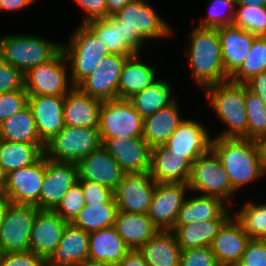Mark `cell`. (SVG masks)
Wrapping results in <instances>:
<instances>
[{
  "label": "cell",
  "mask_w": 266,
  "mask_h": 266,
  "mask_svg": "<svg viewBox=\"0 0 266 266\" xmlns=\"http://www.w3.org/2000/svg\"><path fill=\"white\" fill-rule=\"evenodd\" d=\"M186 51L192 76L199 88L229 80L221 57V45L216 28L195 26L190 33Z\"/></svg>",
  "instance_id": "obj_1"
},
{
  "label": "cell",
  "mask_w": 266,
  "mask_h": 266,
  "mask_svg": "<svg viewBox=\"0 0 266 266\" xmlns=\"http://www.w3.org/2000/svg\"><path fill=\"white\" fill-rule=\"evenodd\" d=\"M211 149L219 157L236 191L266 174L255 140L214 137Z\"/></svg>",
  "instance_id": "obj_2"
},
{
  "label": "cell",
  "mask_w": 266,
  "mask_h": 266,
  "mask_svg": "<svg viewBox=\"0 0 266 266\" xmlns=\"http://www.w3.org/2000/svg\"><path fill=\"white\" fill-rule=\"evenodd\" d=\"M109 18L115 24H121L124 41L137 53L145 40L167 38L173 34L168 22L146 0H134Z\"/></svg>",
  "instance_id": "obj_3"
},
{
  "label": "cell",
  "mask_w": 266,
  "mask_h": 266,
  "mask_svg": "<svg viewBox=\"0 0 266 266\" xmlns=\"http://www.w3.org/2000/svg\"><path fill=\"white\" fill-rule=\"evenodd\" d=\"M204 90L218 118L228 127L216 137L248 139L245 84L227 80Z\"/></svg>",
  "instance_id": "obj_4"
},
{
  "label": "cell",
  "mask_w": 266,
  "mask_h": 266,
  "mask_svg": "<svg viewBox=\"0 0 266 266\" xmlns=\"http://www.w3.org/2000/svg\"><path fill=\"white\" fill-rule=\"evenodd\" d=\"M67 45L62 44V51L70 65V79L76 87L83 79L91 75L109 51L103 42L86 25L80 24L70 36Z\"/></svg>",
  "instance_id": "obj_5"
},
{
  "label": "cell",
  "mask_w": 266,
  "mask_h": 266,
  "mask_svg": "<svg viewBox=\"0 0 266 266\" xmlns=\"http://www.w3.org/2000/svg\"><path fill=\"white\" fill-rule=\"evenodd\" d=\"M61 50V43L30 34L0 37V58L24 75L31 68L53 59Z\"/></svg>",
  "instance_id": "obj_6"
},
{
  "label": "cell",
  "mask_w": 266,
  "mask_h": 266,
  "mask_svg": "<svg viewBox=\"0 0 266 266\" xmlns=\"http://www.w3.org/2000/svg\"><path fill=\"white\" fill-rule=\"evenodd\" d=\"M101 145L98 128L66 125L45 143L44 156L53 161L78 163Z\"/></svg>",
  "instance_id": "obj_7"
},
{
  "label": "cell",
  "mask_w": 266,
  "mask_h": 266,
  "mask_svg": "<svg viewBox=\"0 0 266 266\" xmlns=\"http://www.w3.org/2000/svg\"><path fill=\"white\" fill-rule=\"evenodd\" d=\"M144 119L128 99L102 101L98 131L100 139L143 136Z\"/></svg>",
  "instance_id": "obj_8"
},
{
  "label": "cell",
  "mask_w": 266,
  "mask_h": 266,
  "mask_svg": "<svg viewBox=\"0 0 266 266\" xmlns=\"http://www.w3.org/2000/svg\"><path fill=\"white\" fill-rule=\"evenodd\" d=\"M188 186L192 192L218 197L226 203L236 192L223 164L211 148L193 162Z\"/></svg>",
  "instance_id": "obj_9"
},
{
  "label": "cell",
  "mask_w": 266,
  "mask_h": 266,
  "mask_svg": "<svg viewBox=\"0 0 266 266\" xmlns=\"http://www.w3.org/2000/svg\"><path fill=\"white\" fill-rule=\"evenodd\" d=\"M66 64L65 54L61 50L50 61L31 68L24 75L28 96H66L74 88L71 79H68Z\"/></svg>",
  "instance_id": "obj_10"
},
{
  "label": "cell",
  "mask_w": 266,
  "mask_h": 266,
  "mask_svg": "<svg viewBox=\"0 0 266 266\" xmlns=\"http://www.w3.org/2000/svg\"><path fill=\"white\" fill-rule=\"evenodd\" d=\"M38 208L10 203L0 227V242L6 252L30 250V233Z\"/></svg>",
  "instance_id": "obj_11"
},
{
  "label": "cell",
  "mask_w": 266,
  "mask_h": 266,
  "mask_svg": "<svg viewBox=\"0 0 266 266\" xmlns=\"http://www.w3.org/2000/svg\"><path fill=\"white\" fill-rule=\"evenodd\" d=\"M45 175V156L31 166L7 173L4 195L15 204L33 205L39 209V198Z\"/></svg>",
  "instance_id": "obj_12"
},
{
  "label": "cell",
  "mask_w": 266,
  "mask_h": 266,
  "mask_svg": "<svg viewBox=\"0 0 266 266\" xmlns=\"http://www.w3.org/2000/svg\"><path fill=\"white\" fill-rule=\"evenodd\" d=\"M189 190L188 183H156L147 215L160 231H172Z\"/></svg>",
  "instance_id": "obj_13"
},
{
  "label": "cell",
  "mask_w": 266,
  "mask_h": 266,
  "mask_svg": "<svg viewBox=\"0 0 266 266\" xmlns=\"http://www.w3.org/2000/svg\"><path fill=\"white\" fill-rule=\"evenodd\" d=\"M155 187L156 181L150 173H124L114 191L118 210L147 214Z\"/></svg>",
  "instance_id": "obj_14"
},
{
  "label": "cell",
  "mask_w": 266,
  "mask_h": 266,
  "mask_svg": "<svg viewBox=\"0 0 266 266\" xmlns=\"http://www.w3.org/2000/svg\"><path fill=\"white\" fill-rule=\"evenodd\" d=\"M78 179L77 163L53 161L45 157V175L39 209L54 210Z\"/></svg>",
  "instance_id": "obj_15"
},
{
  "label": "cell",
  "mask_w": 266,
  "mask_h": 266,
  "mask_svg": "<svg viewBox=\"0 0 266 266\" xmlns=\"http://www.w3.org/2000/svg\"><path fill=\"white\" fill-rule=\"evenodd\" d=\"M127 58L118 54L107 55L101 60L98 68L76 87L100 101L117 99L119 78Z\"/></svg>",
  "instance_id": "obj_16"
},
{
  "label": "cell",
  "mask_w": 266,
  "mask_h": 266,
  "mask_svg": "<svg viewBox=\"0 0 266 266\" xmlns=\"http://www.w3.org/2000/svg\"><path fill=\"white\" fill-rule=\"evenodd\" d=\"M124 173H149L152 147L143 137L101 139Z\"/></svg>",
  "instance_id": "obj_17"
},
{
  "label": "cell",
  "mask_w": 266,
  "mask_h": 266,
  "mask_svg": "<svg viewBox=\"0 0 266 266\" xmlns=\"http://www.w3.org/2000/svg\"><path fill=\"white\" fill-rule=\"evenodd\" d=\"M67 223L54 210L38 209L30 233V250L46 260L59 246Z\"/></svg>",
  "instance_id": "obj_18"
},
{
  "label": "cell",
  "mask_w": 266,
  "mask_h": 266,
  "mask_svg": "<svg viewBox=\"0 0 266 266\" xmlns=\"http://www.w3.org/2000/svg\"><path fill=\"white\" fill-rule=\"evenodd\" d=\"M64 101L65 96H28V106L33 113L38 135L44 143L66 126Z\"/></svg>",
  "instance_id": "obj_19"
},
{
  "label": "cell",
  "mask_w": 266,
  "mask_h": 266,
  "mask_svg": "<svg viewBox=\"0 0 266 266\" xmlns=\"http://www.w3.org/2000/svg\"><path fill=\"white\" fill-rule=\"evenodd\" d=\"M78 181H93L115 191L124 172L109 152L100 146L77 163Z\"/></svg>",
  "instance_id": "obj_20"
},
{
  "label": "cell",
  "mask_w": 266,
  "mask_h": 266,
  "mask_svg": "<svg viewBox=\"0 0 266 266\" xmlns=\"http://www.w3.org/2000/svg\"><path fill=\"white\" fill-rule=\"evenodd\" d=\"M206 130L199 122L184 119L164 145L171 154L184 155V158L195 162L211 148L212 139Z\"/></svg>",
  "instance_id": "obj_21"
},
{
  "label": "cell",
  "mask_w": 266,
  "mask_h": 266,
  "mask_svg": "<svg viewBox=\"0 0 266 266\" xmlns=\"http://www.w3.org/2000/svg\"><path fill=\"white\" fill-rule=\"evenodd\" d=\"M249 241L242 225L231 217L213 238L210 248L220 266H236Z\"/></svg>",
  "instance_id": "obj_22"
},
{
  "label": "cell",
  "mask_w": 266,
  "mask_h": 266,
  "mask_svg": "<svg viewBox=\"0 0 266 266\" xmlns=\"http://www.w3.org/2000/svg\"><path fill=\"white\" fill-rule=\"evenodd\" d=\"M193 162L184 155L171 154L165 145L151 149L150 176L156 183H188Z\"/></svg>",
  "instance_id": "obj_23"
},
{
  "label": "cell",
  "mask_w": 266,
  "mask_h": 266,
  "mask_svg": "<svg viewBox=\"0 0 266 266\" xmlns=\"http://www.w3.org/2000/svg\"><path fill=\"white\" fill-rule=\"evenodd\" d=\"M221 45V57L230 78L242 65L257 35L232 25L216 28Z\"/></svg>",
  "instance_id": "obj_24"
},
{
  "label": "cell",
  "mask_w": 266,
  "mask_h": 266,
  "mask_svg": "<svg viewBox=\"0 0 266 266\" xmlns=\"http://www.w3.org/2000/svg\"><path fill=\"white\" fill-rule=\"evenodd\" d=\"M88 257L89 233L67 223L59 246L45 260V266H76Z\"/></svg>",
  "instance_id": "obj_25"
},
{
  "label": "cell",
  "mask_w": 266,
  "mask_h": 266,
  "mask_svg": "<svg viewBox=\"0 0 266 266\" xmlns=\"http://www.w3.org/2000/svg\"><path fill=\"white\" fill-rule=\"evenodd\" d=\"M102 101L74 87L64 101V122L72 127L98 128Z\"/></svg>",
  "instance_id": "obj_26"
},
{
  "label": "cell",
  "mask_w": 266,
  "mask_h": 266,
  "mask_svg": "<svg viewBox=\"0 0 266 266\" xmlns=\"http://www.w3.org/2000/svg\"><path fill=\"white\" fill-rule=\"evenodd\" d=\"M218 197L201 195L185 198L175 222L182 226L211 219H230L226 203Z\"/></svg>",
  "instance_id": "obj_27"
},
{
  "label": "cell",
  "mask_w": 266,
  "mask_h": 266,
  "mask_svg": "<svg viewBox=\"0 0 266 266\" xmlns=\"http://www.w3.org/2000/svg\"><path fill=\"white\" fill-rule=\"evenodd\" d=\"M130 250L114 226L89 233V260L117 266Z\"/></svg>",
  "instance_id": "obj_28"
},
{
  "label": "cell",
  "mask_w": 266,
  "mask_h": 266,
  "mask_svg": "<svg viewBox=\"0 0 266 266\" xmlns=\"http://www.w3.org/2000/svg\"><path fill=\"white\" fill-rule=\"evenodd\" d=\"M116 231L131 249H139L160 230L147 214L118 211Z\"/></svg>",
  "instance_id": "obj_29"
},
{
  "label": "cell",
  "mask_w": 266,
  "mask_h": 266,
  "mask_svg": "<svg viewBox=\"0 0 266 266\" xmlns=\"http://www.w3.org/2000/svg\"><path fill=\"white\" fill-rule=\"evenodd\" d=\"M155 67L142 63L139 53L128 57L122 67L118 83V98L129 99L157 80Z\"/></svg>",
  "instance_id": "obj_30"
},
{
  "label": "cell",
  "mask_w": 266,
  "mask_h": 266,
  "mask_svg": "<svg viewBox=\"0 0 266 266\" xmlns=\"http://www.w3.org/2000/svg\"><path fill=\"white\" fill-rule=\"evenodd\" d=\"M176 102L144 118L142 137L151 147L164 145L184 120Z\"/></svg>",
  "instance_id": "obj_31"
},
{
  "label": "cell",
  "mask_w": 266,
  "mask_h": 266,
  "mask_svg": "<svg viewBox=\"0 0 266 266\" xmlns=\"http://www.w3.org/2000/svg\"><path fill=\"white\" fill-rule=\"evenodd\" d=\"M138 250L148 266H180L182 250L172 231H159Z\"/></svg>",
  "instance_id": "obj_32"
},
{
  "label": "cell",
  "mask_w": 266,
  "mask_h": 266,
  "mask_svg": "<svg viewBox=\"0 0 266 266\" xmlns=\"http://www.w3.org/2000/svg\"><path fill=\"white\" fill-rule=\"evenodd\" d=\"M45 143L0 140V167L6 172L31 166L44 155Z\"/></svg>",
  "instance_id": "obj_33"
},
{
  "label": "cell",
  "mask_w": 266,
  "mask_h": 266,
  "mask_svg": "<svg viewBox=\"0 0 266 266\" xmlns=\"http://www.w3.org/2000/svg\"><path fill=\"white\" fill-rule=\"evenodd\" d=\"M228 220L211 219L182 226H174L172 232L175 234L181 250L207 247L210 246L213 238Z\"/></svg>",
  "instance_id": "obj_34"
},
{
  "label": "cell",
  "mask_w": 266,
  "mask_h": 266,
  "mask_svg": "<svg viewBox=\"0 0 266 266\" xmlns=\"http://www.w3.org/2000/svg\"><path fill=\"white\" fill-rule=\"evenodd\" d=\"M172 86L167 80H156L143 91L136 93L128 100L144 119L158 110L172 104L175 99L171 95Z\"/></svg>",
  "instance_id": "obj_35"
},
{
  "label": "cell",
  "mask_w": 266,
  "mask_h": 266,
  "mask_svg": "<svg viewBox=\"0 0 266 266\" xmlns=\"http://www.w3.org/2000/svg\"><path fill=\"white\" fill-rule=\"evenodd\" d=\"M0 138L12 142L44 143L38 135L35 119L28 105L0 124Z\"/></svg>",
  "instance_id": "obj_36"
},
{
  "label": "cell",
  "mask_w": 266,
  "mask_h": 266,
  "mask_svg": "<svg viewBox=\"0 0 266 266\" xmlns=\"http://www.w3.org/2000/svg\"><path fill=\"white\" fill-rule=\"evenodd\" d=\"M118 211L116 203L85 205L71 223L87 233H92L113 227Z\"/></svg>",
  "instance_id": "obj_37"
},
{
  "label": "cell",
  "mask_w": 266,
  "mask_h": 266,
  "mask_svg": "<svg viewBox=\"0 0 266 266\" xmlns=\"http://www.w3.org/2000/svg\"><path fill=\"white\" fill-rule=\"evenodd\" d=\"M86 25L95 33V35L106 45L110 54H118L126 57H132L137 52L124 41L121 24H115L109 17L92 20Z\"/></svg>",
  "instance_id": "obj_38"
},
{
  "label": "cell",
  "mask_w": 266,
  "mask_h": 266,
  "mask_svg": "<svg viewBox=\"0 0 266 266\" xmlns=\"http://www.w3.org/2000/svg\"><path fill=\"white\" fill-rule=\"evenodd\" d=\"M234 218L242 225L250 239H266V203L245 202Z\"/></svg>",
  "instance_id": "obj_39"
},
{
  "label": "cell",
  "mask_w": 266,
  "mask_h": 266,
  "mask_svg": "<svg viewBox=\"0 0 266 266\" xmlns=\"http://www.w3.org/2000/svg\"><path fill=\"white\" fill-rule=\"evenodd\" d=\"M262 72H266V36H257L241 67L229 80L244 84L247 80Z\"/></svg>",
  "instance_id": "obj_40"
},
{
  "label": "cell",
  "mask_w": 266,
  "mask_h": 266,
  "mask_svg": "<svg viewBox=\"0 0 266 266\" xmlns=\"http://www.w3.org/2000/svg\"><path fill=\"white\" fill-rule=\"evenodd\" d=\"M245 104L248 122V139L256 140L266 134V104L245 85Z\"/></svg>",
  "instance_id": "obj_41"
},
{
  "label": "cell",
  "mask_w": 266,
  "mask_h": 266,
  "mask_svg": "<svg viewBox=\"0 0 266 266\" xmlns=\"http://www.w3.org/2000/svg\"><path fill=\"white\" fill-rule=\"evenodd\" d=\"M233 25L257 36H266V7L236 5Z\"/></svg>",
  "instance_id": "obj_42"
},
{
  "label": "cell",
  "mask_w": 266,
  "mask_h": 266,
  "mask_svg": "<svg viewBox=\"0 0 266 266\" xmlns=\"http://www.w3.org/2000/svg\"><path fill=\"white\" fill-rule=\"evenodd\" d=\"M210 10L197 26L202 28H219L232 25L235 16V0H210ZM228 13V14H227Z\"/></svg>",
  "instance_id": "obj_43"
},
{
  "label": "cell",
  "mask_w": 266,
  "mask_h": 266,
  "mask_svg": "<svg viewBox=\"0 0 266 266\" xmlns=\"http://www.w3.org/2000/svg\"><path fill=\"white\" fill-rule=\"evenodd\" d=\"M85 206L81 184L76 182L70 187L54 211L65 221L71 223Z\"/></svg>",
  "instance_id": "obj_44"
},
{
  "label": "cell",
  "mask_w": 266,
  "mask_h": 266,
  "mask_svg": "<svg viewBox=\"0 0 266 266\" xmlns=\"http://www.w3.org/2000/svg\"><path fill=\"white\" fill-rule=\"evenodd\" d=\"M28 105V94L25 87L0 94V124L15 115Z\"/></svg>",
  "instance_id": "obj_45"
},
{
  "label": "cell",
  "mask_w": 266,
  "mask_h": 266,
  "mask_svg": "<svg viewBox=\"0 0 266 266\" xmlns=\"http://www.w3.org/2000/svg\"><path fill=\"white\" fill-rule=\"evenodd\" d=\"M85 199V205L92 206L104 203H116L114 191L93 181H78Z\"/></svg>",
  "instance_id": "obj_46"
},
{
  "label": "cell",
  "mask_w": 266,
  "mask_h": 266,
  "mask_svg": "<svg viewBox=\"0 0 266 266\" xmlns=\"http://www.w3.org/2000/svg\"><path fill=\"white\" fill-rule=\"evenodd\" d=\"M180 266H220L210 246L181 251Z\"/></svg>",
  "instance_id": "obj_47"
},
{
  "label": "cell",
  "mask_w": 266,
  "mask_h": 266,
  "mask_svg": "<svg viewBox=\"0 0 266 266\" xmlns=\"http://www.w3.org/2000/svg\"><path fill=\"white\" fill-rule=\"evenodd\" d=\"M24 74L0 58V94L24 88Z\"/></svg>",
  "instance_id": "obj_48"
},
{
  "label": "cell",
  "mask_w": 266,
  "mask_h": 266,
  "mask_svg": "<svg viewBox=\"0 0 266 266\" xmlns=\"http://www.w3.org/2000/svg\"><path fill=\"white\" fill-rule=\"evenodd\" d=\"M236 266H266V240L250 239Z\"/></svg>",
  "instance_id": "obj_49"
},
{
  "label": "cell",
  "mask_w": 266,
  "mask_h": 266,
  "mask_svg": "<svg viewBox=\"0 0 266 266\" xmlns=\"http://www.w3.org/2000/svg\"><path fill=\"white\" fill-rule=\"evenodd\" d=\"M0 266H45V260L35 252H6Z\"/></svg>",
  "instance_id": "obj_50"
},
{
  "label": "cell",
  "mask_w": 266,
  "mask_h": 266,
  "mask_svg": "<svg viewBox=\"0 0 266 266\" xmlns=\"http://www.w3.org/2000/svg\"><path fill=\"white\" fill-rule=\"evenodd\" d=\"M86 12L83 24L89 21L107 18L106 0H74Z\"/></svg>",
  "instance_id": "obj_51"
},
{
  "label": "cell",
  "mask_w": 266,
  "mask_h": 266,
  "mask_svg": "<svg viewBox=\"0 0 266 266\" xmlns=\"http://www.w3.org/2000/svg\"><path fill=\"white\" fill-rule=\"evenodd\" d=\"M244 84L266 104V72L253 76Z\"/></svg>",
  "instance_id": "obj_52"
},
{
  "label": "cell",
  "mask_w": 266,
  "mask_h": 266,
  "mask_svg": "<svg viewBox=\"0 0 266 266\" xmlns=\"http://www.w3.org/2000/svg\"><path fill=\"white\" fill-rule=\"evenodd\" d=\"M117 266H148L139 250H130Z\"/></svg>",
  "instance_id": "obj_53"
},
{
  "label": "cell",
  "mask_w": 266,
  "mask_h": 266,
  "mask_svg": "<svg viewBox=\"0 0 266 266\" xmlns=\"http://www.w3.org/2000/svg\"><path fill=\"white\" fill-rule=\"evenodd\" d=\"M35 1L36 0H0V11H19L30 6V4H33Z\"/></svg>",
  "instance_id": "obj_54"
},
{
  "label": "cell",
  "mask_w": 266,
  "mask_h": 266,
  "mask_svg": "<svg viewBox=\"0 0 266 266\" xmlns=\"http://www.w3.org/2000/svg\"><path fill=\"white\" fill-rule=\"evenodd\" d=\"M134 0H106L107 4V17L116 14L119 10L125 7L128 3Z\"/></svg>",
  "instance_id": "obj_55"
},
{
  "label": "cell",
  "mask_w": 266,
  "mask_h": 266,
  "mask_svg": "<svg viewBox=\"0 0 266 266\" xmlns=\"http://www.w3.org/2000/svg\"><path fill=\"white\" fill-rule=\"evenodd\" d=\"M255 142L258 147L261 166L266 172V134L258 137Z\"/></svg>",
  "instance_id": "obj_56"
},
{
  "label": "cell",
  "mask_w": 266,
  "mask_h": 266,
  "mask_svg": "<svg viewBox=\"0 0 266 266\" xmlns=\"http://www.w3.org/2000/svg\"><path fill=\"white\" fill-rule=\"evenodd\" d=\"M10 203L11 201L4 194H0V227L3 223L5 213Z\"/></svg>",
  "instance_id": "obj_57"
},
{
  "label": "cell",
  "mask_w": 266,
  "mask_h": 266,
  "mask_svg": "<svg viewBox=\"0 0 266 266\" xmlns=\"http://www.w3.org/2000/svg\"><path fill=\"white\" fill-rule=\"evenodd\" d=\"M236 5H245L250 6L251 4L254 7H266V0H235Z\"/></svg>",
  "instance_id": "obj_58"
},
{
  "label": "cell",
  "mask_w": 266,
  "mask_h": 266,
  "mask_svg": "<svg viewBox=\"0 0 266 266\" xmlns=\"http://www.w3.org/2000/svg\"><path fill=\"white\" fill-rule=\"evenodd\" d=\"M76 266H114L112 264L109 263H105V262H97V261H92V260H86L81 264H78Z\"/></svg>",
  "instance_id": "obj_59"
},
{
  "label": "cell",
  "mask_w": 266,
  "mask_h": 266,
  "mask_svg": "<svg viewBox=\"0 0 266 266\" xmlns=\"http://www.w3.org/2000/svg\"><path fill=\"white\" fill-rule=\"evenodd\" d=\"M7 173L0 167V194H4Z\"/></svg>",
  "instance_id": "obj_60"
},
{
  "label": "cell",
  "mask_w": 266,
  "mask_h": 266,
  "mask_svg": "<svg viewBox=\"0 0 266 266\" xmlns=\"http://www.w3.org/2000/svg\"><path fill=\"white\" fill-rule=\"evenodd\" d=\"M5 254H6V251L3 247V244L0 242V262L4 258Z\"/></svg>",
  "instance_id": "obj_61"
}]
</instances>
